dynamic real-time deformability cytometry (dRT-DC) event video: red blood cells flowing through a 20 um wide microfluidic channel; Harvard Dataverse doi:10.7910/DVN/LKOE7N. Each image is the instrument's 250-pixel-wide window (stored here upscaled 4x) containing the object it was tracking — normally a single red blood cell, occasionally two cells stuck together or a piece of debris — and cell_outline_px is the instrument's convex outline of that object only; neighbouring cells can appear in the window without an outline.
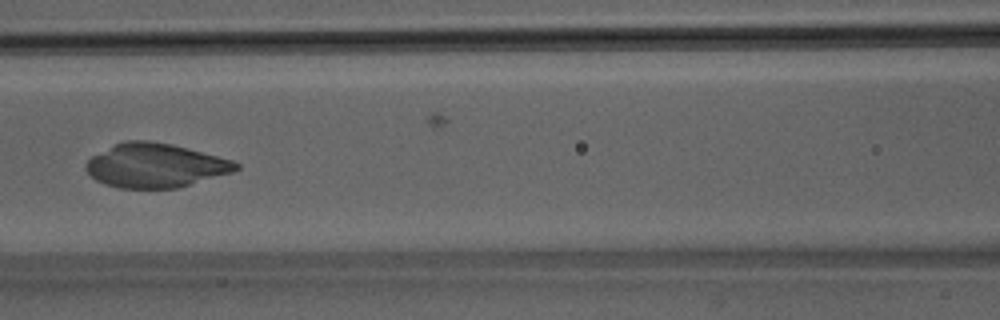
{"species": "Egyptian fruit bat (a non-hibernating species)", "species_latin": "Rousettus aegyptiacus", "temperature_condition": "room temperature", "stored_images_in_passage": 51, "camera_frame_rate_fps": 3000, "um_per_image_px": 0.085, "animal": {"sex": "male"}, "frame": {"image": 1, "passage_image": 23, "time_ms": 7.333, "image_size_px": [1000, 320], "cell_outline_px": [[240, 168], [232, 172], [176, 188], [120, 188], [104, 184], [96, 180], [84, 168], [84, 164], [92, 156], [116, 144], [128, 140], [148, 140], [168, 144], [232, 160], [240, 164]], "centroid_in_image_um": [13.17, 14.08], "position_along_channel_um": 153.4, "area_um2": 37.86}}
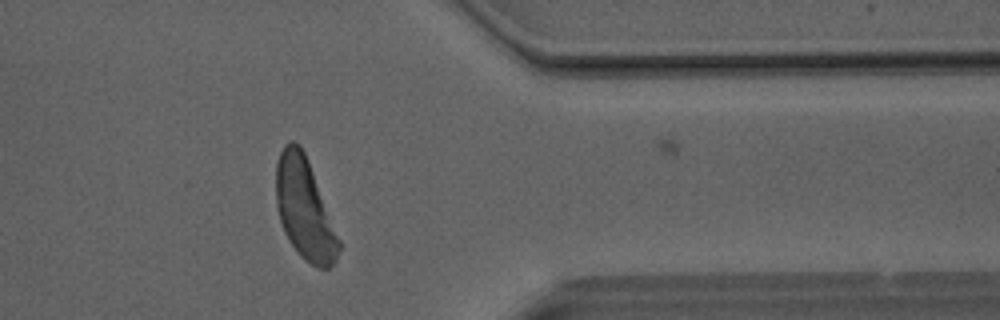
{"frame": {"image": 2, "passage_image": 41, "time_ms": 13.333, "image_size_px": [1000, 320], "cell_outline_px": [[340, 248], [336, 260], [328, 268], [316, 268], [292, 244], [284, 232], [280, 220], [276, 204], [276, 164], [280, 152], [284, 144], [292, 140], [300, 144], [308, 160], [340, 240]], "centroid_in_image_um": [25.88, 17.71], "position_along_channel_um": 385.5, "area_um2": 36.36}}
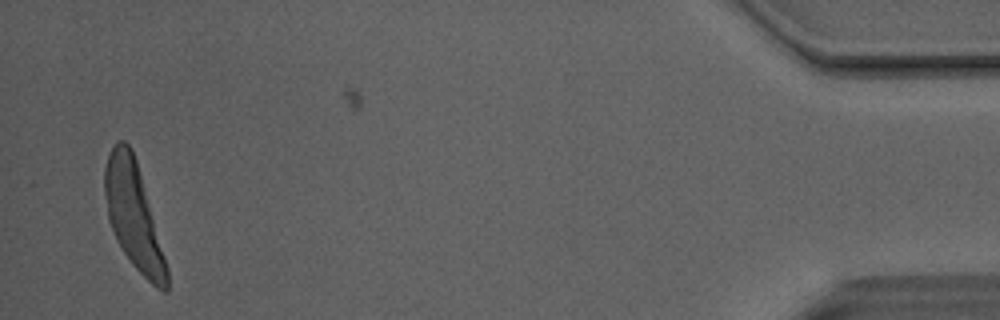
{"frame": {"image": 3, "passage_image": 49, "time_ms": 16.0, "image_size_px": [1000, 320], "cell_outline_px": [[168, 292], [164, 292], [156, 288], [132, 264], [116, 240], [108, 220], [104, 192], [104, 168], [108, 156], [116, 140], [124, 140], [128, 144], [136, 160], [168, 268]], "centroid_in_image_um": [11.33, 18.34], "position_along_channel_um": 423.9, "area_um2": 37.74}}